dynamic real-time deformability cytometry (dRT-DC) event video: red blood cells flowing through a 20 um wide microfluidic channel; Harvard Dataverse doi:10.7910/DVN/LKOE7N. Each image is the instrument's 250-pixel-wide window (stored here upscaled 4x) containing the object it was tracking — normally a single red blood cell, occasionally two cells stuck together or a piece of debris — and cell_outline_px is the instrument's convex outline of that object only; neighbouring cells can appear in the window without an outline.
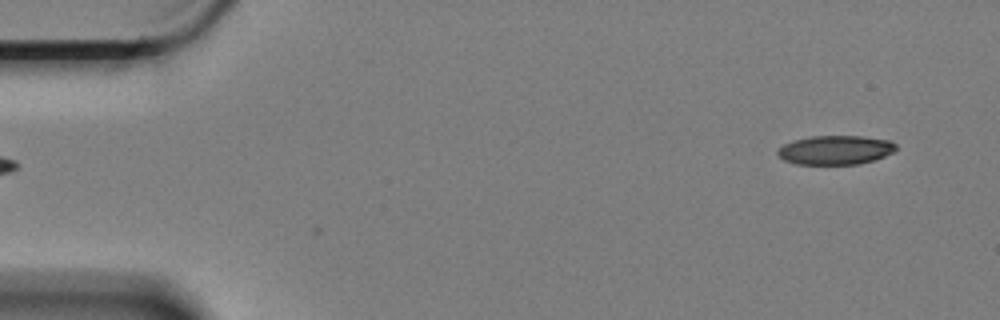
{"species": "Egyptian fruit bat (a non-hibernating species)", "species_latin": "Rousettus aegyptiacus", "temperature_condition": "cold", "stored_images_in_passage": 4, "camera_frame_rate_fps": 3000, "um_per_image_px": 0.085, "animal": {"sex": "female"}, "frame": {"image": 1, "passage_image": 4, "time_ms": 1.0, "image_size_px": [1000, 320], "cell_outline_px": [[896, 152], [860, 164], [796, 164], [784, 160], [776, 152], [784, 144], [792, 140], [808, 136], [860, 136], [892, 140], [896, 144]], "centroid_in_image_um": [71.03, 12.74], "position_along_channel_um": 14.0, "area_um2": 20.17}}